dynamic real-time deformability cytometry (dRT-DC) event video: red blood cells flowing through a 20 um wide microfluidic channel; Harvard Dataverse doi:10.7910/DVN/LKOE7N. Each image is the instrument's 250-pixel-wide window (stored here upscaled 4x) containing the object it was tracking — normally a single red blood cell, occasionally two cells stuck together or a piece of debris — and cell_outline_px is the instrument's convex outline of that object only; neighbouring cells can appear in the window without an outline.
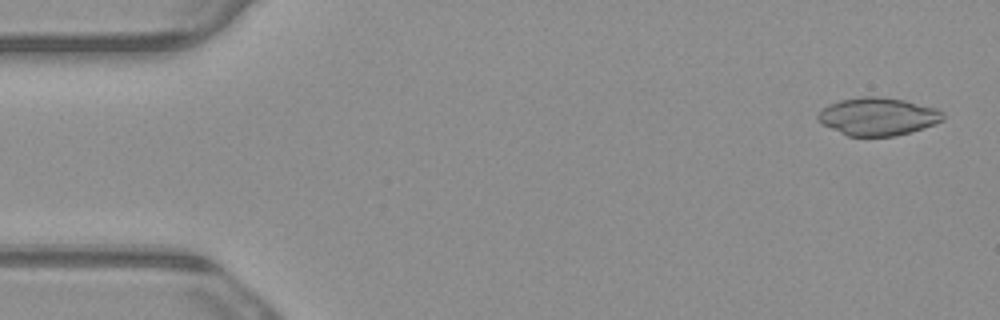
{"species": "common noctule bat (a hibernating species)", "species_latin": "Nyctalus noctula", "temperature_condition": "warm", "stored_images_in_passage": 5, "camera_frame_rate_fps": 3000, "um_per_image_px": 0.085, "animal": {"sex": "male", "body_mass_g": 23.1, "forearm_length_mm": 52.7}, "frame": {"image": 1, "passage_image": 1, "time_ms": 0.0, "image_size_px": [1000, 320], "cell_outline_px": [[944, 120], [896, 136], [848, 136], [824, 124], [816, 116], [828, 104], [840, 100], [860, 96], [880, 96], [904, 100], [936, 108], [944, 112]], "centroid_in_image_um": [74.63, 9.88], "position_along_channel_um": 10.4, "area_um2": 27.22}}